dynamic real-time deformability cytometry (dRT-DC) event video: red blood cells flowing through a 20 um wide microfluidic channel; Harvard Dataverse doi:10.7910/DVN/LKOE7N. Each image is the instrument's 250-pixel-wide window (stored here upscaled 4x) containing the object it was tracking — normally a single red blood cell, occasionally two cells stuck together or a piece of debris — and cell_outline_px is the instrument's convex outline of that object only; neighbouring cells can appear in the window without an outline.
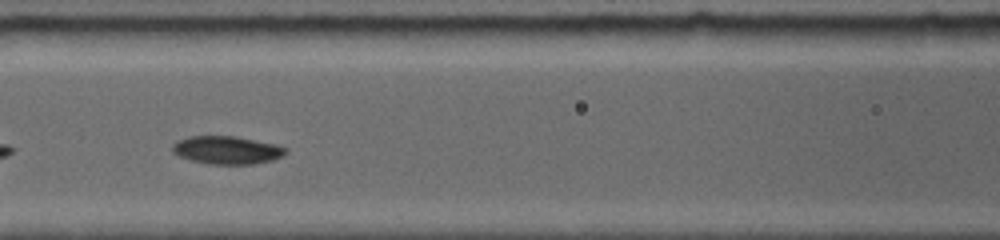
{"species": "common noctule bat (a hibernating species)", "species_latin": "Nyctalus noctula", "temperature_condition": "room temperature", "stored_images_in_passage": 30, "camera_frame_rate_fps": 5000, "um_per_image_px": 0.085, "animal": {"sex": "female", "body_mass_g": 19.0, "forearm_length_mm": 56.7}, "frame": {"image": 1, "passage_image": 9, "time_ms": 3.0, "image_size_px": [1000, 240], "cell_outline_px": [[288, 152], [272, 160], [252, 164], [208, 164], [192, 160], [180, 156], [172, 152], [172, 148], [180, 140], [192, 136], [232, 136], [272, 144], [284, 148]], "centroid_in_image_um": [19.26, 12.77], "position_along_channel_um": 147.3, "area_um2": 17.86}, "authors_computed_cell_mechanics": {"area_um2": 18.1203, "velocity_mm_per_s": 3.8064, "shape_relaxation_time_tau1_ms": 4.8604, "shape_relaxation_time_tau2_ms": null, "deformation_change_tau1": 0.1099, "deformation_change_tau2": null}}